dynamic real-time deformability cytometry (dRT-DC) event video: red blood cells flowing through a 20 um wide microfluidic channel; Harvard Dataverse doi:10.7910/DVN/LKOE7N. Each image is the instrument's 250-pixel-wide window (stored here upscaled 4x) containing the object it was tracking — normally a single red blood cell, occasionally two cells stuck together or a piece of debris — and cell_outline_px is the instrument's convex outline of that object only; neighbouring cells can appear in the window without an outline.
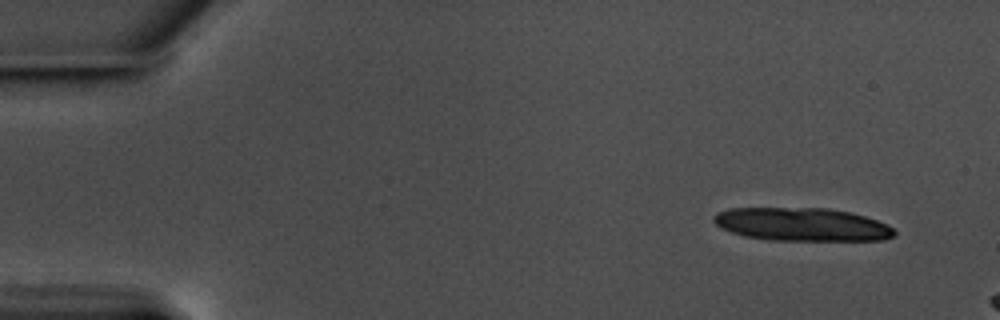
{"species": "common noctule bat (a hibernating species)", "species_latin": "Nyctalus noctula", "temperature_condition": "warm", "stored_images_in_passage": 8, "camera_frame_rate_fps": 3000, "um_per_image_px": 0.085, "animal": {"sex": "male", "body_mass_g": 17.5, "forearm_length_mm": 52.3}, "frame": {"image": 1, "passage_image": 2, "time_ms": 0.333, "image_size_px": [1000, 320], "cell_outline_px": [[896, 236], [884, 240], [772, 240], [744, 236], [720, 228], [712, 220], [712, 216], [716, 212], [728, 208], [828, 208], [848, 212], [864, 216], [888, 224], [896, 232]], "centroid_in_image_um": [68.14, 19.07], "position_along_channel_um": 16.9, "area_um2": 35.08}}